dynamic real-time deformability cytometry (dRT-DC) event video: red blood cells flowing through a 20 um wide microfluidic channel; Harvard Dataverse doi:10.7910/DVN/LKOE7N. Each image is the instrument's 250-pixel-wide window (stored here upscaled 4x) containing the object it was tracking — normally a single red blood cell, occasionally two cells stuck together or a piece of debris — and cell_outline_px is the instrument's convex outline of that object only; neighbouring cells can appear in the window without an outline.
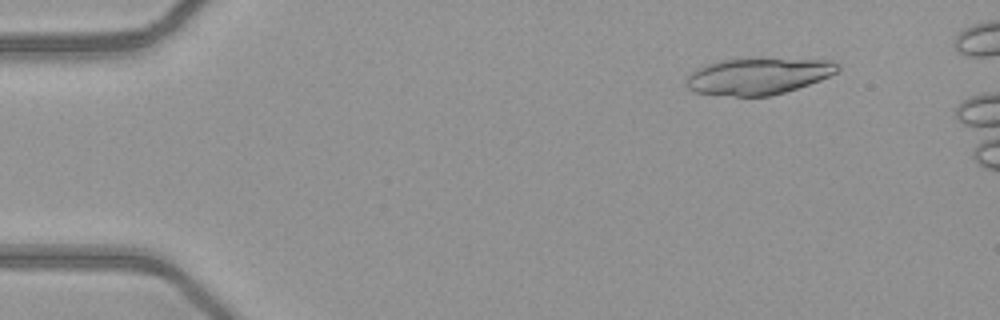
{"species": "common noctule bat (a hibernating species)", "species_latin": "Nyctalus noctula", "temperature_condition": "warm", "stored_images_in_passage": 12, "camera_frame_rate_fps": 3000, "um_per_image_px": 0.085, "animal": {"sex": "female", "body_mass_g": 21.9}, "frame": {"image": 1, "passage_image": 6, "time_ms": 1.667, "image_size_px": [1000, 320], "cell_outline_px": [[840, 68], [836, 72], [820, 80], [772, 96], [736, 96], [692, 92], [684, 84], [684, 76], [696, 68], [704, 64], [720, 60], [832, 60], [840, 64]], "centroid_in_image_um": [64.35, 6.49], "position_along_channel_um": 20.6, "area_um2": 31.91}}